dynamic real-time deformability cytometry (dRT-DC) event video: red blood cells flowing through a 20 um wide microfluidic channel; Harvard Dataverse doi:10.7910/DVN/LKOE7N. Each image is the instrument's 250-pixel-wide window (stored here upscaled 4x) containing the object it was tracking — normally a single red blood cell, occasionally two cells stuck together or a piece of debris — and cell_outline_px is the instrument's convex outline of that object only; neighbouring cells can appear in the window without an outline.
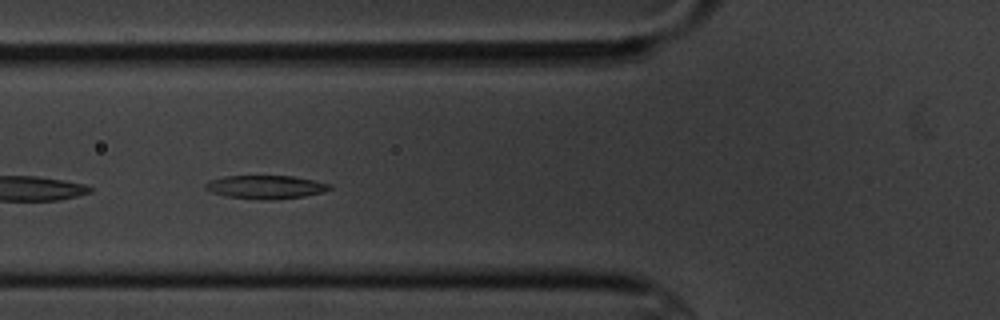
{"species": "common noctule bat (a hibernating species)", "species_latin": "Nyctalus noctula", "temperature_condition": "cold", "stored_images_in_passage": 5, "camera_frame_rate_fps": 3000, "um_per_image_px": 0.085, "animal": {"sex": "male", "body_mass_g": 20.1, "forearm_length_mm": 53.5}, "frame": {"image": 1, "passage_image": 4, "time_ms": 3.333, "image_size_px": [1000, 320], "cell_outline_px": [[332, 188], [324, 192], [304, 196], [276, 200], [260, 200], [224, 196], [212, 192], [204, 188], [204, 184], [208, 180], [224, 176], [292, 176], [332, 184]], "centroid_in_image_um": [22.56, 15.9], "position_along_channel_um": 103.2, "area_um2": 17.17}}